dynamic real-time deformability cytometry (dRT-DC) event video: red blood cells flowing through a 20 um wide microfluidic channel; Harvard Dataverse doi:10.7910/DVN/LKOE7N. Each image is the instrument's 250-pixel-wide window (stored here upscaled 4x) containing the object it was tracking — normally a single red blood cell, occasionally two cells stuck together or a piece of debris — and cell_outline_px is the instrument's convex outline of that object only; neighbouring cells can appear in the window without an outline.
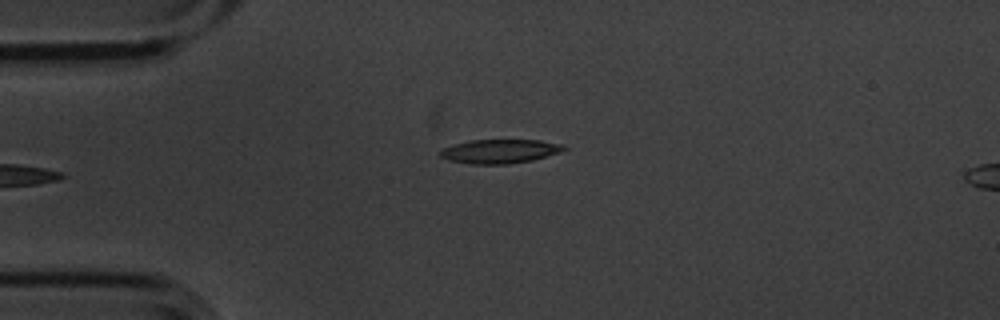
{"species": "common noctule bat (a hibernating species)", "species_latin": "Nyctalus noctula", "temperature_condition": "cold", "stored_images_in_passage": 4, "camera_frame_rate_fps": 3000, "um_per_image_px": 0.085, "animal": {"sex": "male", "body_mass_g": 20.1, "forearm_length_mm": 53.5}, "frame": {"image": 1, "passage_image": 4, "time_ms": 1.0, "image_size_px": [1000, 320], "cell_outline_px": [[568, 148], [560, 152], [532, 160], [508, 164], [472, 164], [448, 160], [440, 156], [440, 148], [452, 144], [468, 140], [540, 140], [564, 144]], "centroid_in_image_um": [42.46, 12.85], "position_along_channel_um": 42.5, "area_um2": 17.46}}